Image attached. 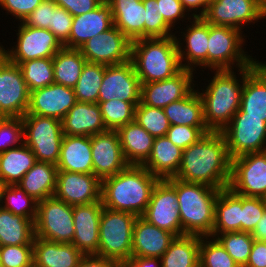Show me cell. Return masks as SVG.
Listing matches in <instances>:
<instances>
[{
	"mask_svg": "<svg viewBox=\"0 0 266 267\" xmlns=\"http://www.w3.org/2000/svg\"><path fill=\"white\" fill-rule=\"evenodd\" d=\"M231 160L224 135L219 131H210L183 150L174 178L222 190L229 185Z\"/></svg>",
	"mask_w": 266,
	"mask_h": 267,
	"instance_id": "6da1fadb",
	"label": "cell"
},
{
	"mask_svg": "<svg viewBox=\"0 0 266 267\" xmlns=\"http://www.w3.org/2000/svg\"><path fill=\"white\" fill-rule=\"evenodd\" d=\"M160 179L142 165H129L119 173L102 180L103 207L129 212L137 217L145 212Z\"/></svg>",
	"mask_w": 266,
	"mask_h": 267,
	"instance_id": "7a4b0ae2",
	"label": "cell"
},
{
	"mask_svg": "<svg viewBox=\"0 0 266 267\" xmlns=\"http://www.w3.org/2000/svg\"><path fill=\"white\" fill-rule=\"evenodd\" d=\"M254 67H243L237 70H213V78L208 80L206 89L197 88L203 103L204 122L210 131L221 132L239 110L244 87V77ZM242 80V81H241ZM242 83V84H241Z\"/></svg>",
	"mask_w": 266,
	"mask_h": 267,
	"instance_id": "3957f363",
	"label": "cell"
},
{
	"mask_svg": "<svg viewBox=\"0 0 266 267\" xmlns=\"http://www.w3.org/2000/svg\"><path fill=\"white\" fill-rule=\"evenodd\" d=\"M177 193L182 235L212 236L215 202L221 189L174 177L165 179Z\"/></svg>",
	"mask_w": 266,
	"mask_h": 267,
	"instance_id": "277c9868",
	"label": "cell"
},
{
	"mask_svg": "<svg viewBox=\"0 0 266 267\" xmlns=\"http://www.w3.org/2000/svg\"><path fill=\"white\" fill-rule=\"evenodd\" d=\"M130 60L141 84L165 80L182 69L175 35L131 42Z\"/></svg>",
	"mask_w": 266,
	"mask_h": 267,
	"instance_id": "5b68a950",
	"label": "cell"
},
{
	"mask_svg": "<svg viewBox=\"0 0 266 267\" xmlns=\"http://www.w3.org/2000/svg\"><path fill=\"white\" fill-rule=\"evenodd\" d=\"M243 32L228 26L209 24L207 68L212 71L234 70L235 66L239 69L255 67L259 60L248 55L242 48L246 41Z\"/></svg>",
	"mask_w": 266,
	"mask_h": 267,
	"instance_id": "8992f818",
	"label": "cell"
},
{
	"mask_svg": "<svg viewBox=\"0 0 266 267\" xmlns=\"http://www.w3.org/2000/svg\"><path fill=\"white\" fill-rule=\"evenodd\" d=\"M137 216L103 207L99 222L97 256L117 263L128 261L132 254L133 226Z\"/></svg>",
	"mask_w": 266,
	"mask_h": 267,
	"instance_id": "52a82bcc",
	"label": "cell"
},
{
	"mask_svg": "<svg viewBox=\"0 0 266 267\" xmlns=\"http://www.w3.org/2000/svg\"><path fill=\"white\" fill-rule=\"evenodd\" d=\"M22 122L24 143L32 150L36 160L57 165L64 136L61 121L25 114Z\"/></svg>",
	"mask_w": 266,
	"mask_h": 267,
	"instance_id": "ba28073f",
	"label": "cell"
},
{
	"mask_svg": "<svg viewBox=\"0 0 266 267\" xmlns=\"http://www.w3.org/2000/svg\"><path fill=\"white\" fill-rule=\"evenodd\" d=\"M35 237L58 243H72L75 228L73 206L52 196L38 201L34 221Z\"/></svg>",
	"mask_w": 266,
	"mask_h": 267,
	"instance_id": "9c48e42d",
	"label": "cell"
},
{
	"mask_svg": "<svg viewBox=\"0 0 266 267\" xmlns=\"http://www.w3.org/2000/svg\"><path fill=\"white\" fill-rule=\"evenodd\" d=\"M221 133L231 159L266 151V122L261 117H244V113L238 110Z\"/></svg>",
	"mask_w": 266,
	"mask_h": 267,
	"instance_id": "30bf717a",
	"label": "cell"
},
{
	"mask_svg": "<svg viewBox=\"0 0 266 267\" xmlns=\"http://www.w3.org/2000/svg\"><path fill=\"white\" fill-rule=\"evenodd\" d=\"M18 24L17 44L7 50L0 45V53L10 62L21 64L28 60L54 57L64 47L50 30L27 26L23 22Z\"/></svg>",
	"mask_w": 266,
	"mask_h": 267,
	"instance_id": "8fae6325",
	"label": "cell"
},
{
	"mask_svg": "<svg viewBox=\"0 0 266 267\" xmlns=\"http://www.w3.org/2000/svg\"><path fill=\"white\" fill-rule=\"evenodd\" d=\"M228 188L242 196L262 197L266 193V151L233 158Z\"/></svg>",
	"mask_w": 266,
	"mask_h": 267,
	"instance_id": "7c38bea8",
	"label": "cell"
},
{
	"mask_svg": "<svg viewBox=\"0 0 266 267\" xmlns=\"http://www.w3.org/2000/svg\"><path fill=\"white\" fill-rule=\"evenodd\" d=\"M29 102L30 91L19 66L0 53V117L22 118Z\"/></svg>",
	"mask_w": 266,
	"mask_h": 267,
	"instance_id": "4fadbf2b",
	"label": "cell"
},
{
	"mask_svg": "<svg viewBox=\"0 0 266 267\" xmlns=\"http://www.w3.org/2000/svg\"><path fill=\"white\" fill-rule=\"evenodd\" d=\"M121 100L135 107L141 101V82L131 60L116 65H106L98 102Z\"/></svg>",
	"mask_w": 266,
	"mask_h": 267,
	"instance_id": "5bb4252c",
	"label": "cell"
},
{
	"mask_svg": "<svg viewBox=\"0 0 266 267\" xmlns=\"http://www.w3.org/2000/svg\"><path fill=\"white\" fill-rule=\"evenodd\" d=\"M79 50L87 62L116 65L130 60L131 41L113 25L88 39Z\"/></svg>",
	"mask_w": 266,
	"mask_h": 267,
	"instance_id": "9a60e30c",
	"label": "cell"
},
{
	"mask_svg": "<svg viewBox=\"0 0 266 267\" xmlns=\"http://www.w3.org/2000/svg\"><path fill=\"white\" fill-rule=\"evenodd\" d=\"M178 208L176 190L166 180H159L141 217L158 228L181 236L182 225Z\"/></svg>",
	"mask_w": 266,
	"mask_h": 267,
	"instance_id": "2e32d148",
	"label": "cell"
},
{
	"mask_svg": "<svg viewBox=\"0 0 266 267\" xmlns=\"http://www.w3.org/2000/svg\"><path fill=\"white\" fill-rule=\"evenodd\" d=\"M194 72L182 68L174 76L161 81L141 84V102L144 105L164 108L186 97L195 87Z\"/></svg>",
	"mask_w": 266,
	"mask_h": 267,
	"instance_id": "e0dca14e",
	"label": "cell"
},
{
	"mask_svg": "<svg viewBox=\"0 0 266 267\" xmlns=\"http://www.w3.org/2000/svg\"><path fill=\"white\" fill-rule=\"evenodd\" d=\"M102 181L94 174L57 171L54 197L76 206L101 201Z\"/></svg>",
	"mask_w": 266,
	"mask_h": 267,
	"instance_id": "ac0fdd59",
	"label": "cell"
},
{
	"mask_svg": "<svg viewBox=\"0 0 266 267\" xmlns=\"http://www.w3.org/2000/svg\"><path fill=\"white\" fill-rule=\"evenodd\" d=\"M93 174L101 181L129 166L116 130H107L91 136Z\"/></svg>",
	"mask_w": 266,
	"mask_h": 267,
	"instance_id": "d6986e66",
	"label": "cell"
},
{
	"mask_svg": "<svg viewBox=\"0 0 266 267\" xmlns=\"http://www.w3.org/2000/svg\"><path fill=\"white\" fill-rule=\"evenodd\" d=\"M202 18L211 25L228 26L240 31L245 24H255L262 19L258 0H211Z\"/></svg>",
	"mask_w": 266,
	"mask_h": 267,
	"instance_id": "ffe728a7",
	"label": "cell"
},
{
	"mask_svg": "<svg viewBox=\"0 0 266 267\" xmlns=\"http://www.w3.org/2000/svg\"><path fill=\"white\" fill-rule=\"evenodd\" d=\"M76 102L73 88L53 83L30 92L29 108L26 114L52 117L61 121Z\"/></svg>",
	"mask_w": 266,
	"mask_h": 267,
	"instance_id": "44dd1931",
	"label": "cell"
},
{
	"mask_svg": "<svg viewBox=\"0 0 266 267\" xmlns=\"http://www.w3.org/2000/svg\"><path fill=\"white\" fill-rule=\"evenodd\" d=\"M191 20L189 21L191 25L187 24V29H184L185 32H181L182 37L176 36V42L181 67L196 71L195 69L198 66L199 68L201 66V69L202 67L207 68L209 23L203 18H193ZM181 38L183 42H181ZM183 44L186 45L183 46Z\"/></svg>",
	"mask_w": 266,
	"mask_h": 267,
	"instance_id": "7402d4cb",
	"label": "cell"
},
{
	"mask_svg": "<svg viewBox=\"0 0 266 267\" xmlns=\"http://www.w3.org/2000/svg\"><path fill=\"white\" fill-rule=\"evenodd\" d=\"M102 201L73 206L75 235L72 241L83 255H96L99 248V222Z\"/></svg>",
	"mask_w": 266,
	"mask_h": 267,
	"instance_id": "603a6c76",
	"label": "cell"
},
{
	"mask_svg": "<svg viewBox=\"0 0 266 267\" xmlns=\"http://www.w3.org/2000/svg\"><path fill=\"white\" fill-rule=\"evenodd\" d=\"M113 25L111 5L104 0L94 10L73 17L69 39L63 46L79 49L88 39L110 29Z\"/></svg>",
	"mask_w": 266,
	"mask_h": 267,
	"instance_id": "cb8c5ba5",
	"label": "cell"
},
{
	"mask_svg": "<svg viewBox=\"0 0 266 267\" xmlns=\"http://www.w3.org/2000/svg\"><path fill=\"white\" fill-rule=\"evenodd\" d=\"M175 237L173 233L158 228L141 216L137 217L133 226L131 257L161 258Z\"/></svg>",
	"mask_w": 266,
	"mask_h": 267,
	"instance_id": "d4e9b609",
	"label": "cell"
},
{
	"mask_svg": "<svg viewBox=\"0 0 266 267\" xmlns=\"http://www.w3.org/2000/svg\"><path fill=\"white\" fill-rule=\"evenodd\" d=\"M61 124L64 135L91 137L107 131L98 103L77 101Z\"/></svg>",
	"mask_w": 266,
	"mask_h": 267,
	"instance_id": "484cf974",
	"label": "cell"
},
{
	"mask_svg": "<svg viewBox=\"0 0 266 267\" xmlns=\"http://www.w3.org/2000/svg\"><path fill=\"white\" fill-rule=\"evenodd\" d=\"M239 110L244 117L266 122V62H259L245 77Z\"/></svg>",
	"mask_w": 266,
	"mask_h": 267,
	"instance_id": "4316f807",
	"label": "cell"
},
{
	"mask_svg": "<svg viewBox=\"0 0 266 267\" xmlns=\"http://www.w3.org/2000/svg\"><path fill=\"white\" fill-rule=\"evenodd\" d=\"M57 170L93 174L91 137L64 135Z\"/></svg>",
	"mask_w": 266,
	"mask_h": 267,
	"instance_id": "83f0119b",
	"label": "cell"
},
{
	"mask_svg": "<svg viewBox=\"0 0 266 267\" xmlns=\"http://www.w3.org/2000/svg\"><path fill=\"white\" fill-rule=\"evenodd\" d=\"M83 256L72 243L33 239V263L37 267H78Z\"/></svg>",
	"mask_w": 266,
	"mask_h": 267,
	"instance_id": "f1b7e54d",
	"label": "cell"
},
{
	"mask_svg": "<svg viewBox=\"0 0 266 267\" xmlns=\"http://www.w3.org/2000/svg\"><path fill=\"white\" fill-rule=\"evenodd\" d=\"M183 150L175 146L166 136L155 137L151 154L142 164L160 180L174 177L180 167Z\"/></svg>",
	"mask_w": 266,
	"mask_h": 267,
	"instance_id": "f546056e",
	"label": "cell"
},
{
	"mask_svg": "<svg viewBox=\"0 0 266 267\" xmlns=\"http://www.w3.org/2000/svg\"><path fill=\"white\" fill-rule=\"evenodd\" d=\"M114 26L131 42L144 39L145 7L139 0H107Z\"/></svg>",
	"mask_w": 266,
	"mask_h": 267,
	"instance_id": "4dcf8cb0",
	"label": "cell"
},
{
	"mask_svg": "<svg viewBox=\"0 0 266 267\" xmlns=\"http://www.w3.org/2000/svg\"><path fill=\"white\" fill-rule=\"evenodd\" d=\"M116 131L129 165H142L151 154L154 137L136 121L121 126Z\"/></svg>",
	"mask_w": 266,
	"mask_h": 267,
	"instance_id": "1f68e13d",
	"label": "cell"
},
{
	"mask_svg": "<svg viewBox=\"0 0 266 267\" xmlns=\"http://www.w3.org/2000/svg\"><path fill=\"white\" fill-rule=\"evenodd\" d=\"M242 195L229 188L220 190L215 202L212 234L241 231Z\"/></svg>",
	"mask_w": 266,
	"mask_h": 267,
	"instance_id": "d6a6232c",
	"label": "cell"
},
{
	"mask_svg": "<svg viewBox=\"0 0 266 267\" xmlns=\"http://www.w3.org/2000/svg\"><path fill=\"white\" fill-rule=\"evenodd\" d=\"M57 165L37 161L17 184L36 201L54 196L57 179Z\"/></svg>",
	"mask_w": 266,
	"mask_h": 267,
	"instance_id": "836d02e7",
	"label": "cell"
},
{
	"mask_svg": "<svg viewBox=\"0 0 266 267\" xmlns=\"http://www.w3.org/2000/svg\"><path fill=\"white\" fill-rule=\"evenodd\" d=\"M37 162L32 150L23 142L16 148L0 153V179L17 185Z\"/></svg>",
	"mask_w": 266,
	"mask_h": 267,
	"instance_id": "e575fe53",
	"label": "cell"
},
{
	"mask_svg": "<svg viewBox=\"0 0 266 267\" xmlns=\"http://www.w3.org/2000/svg\"><path fill=\"white\" fill-rule=\"evenodd\" d=\"M200 236H176L161 256L162 267H199Z\"/></svg>",
	"mask_w": 266,
	"mask_h": 267,
	"instance_id": "d590c367",
	"label": "cell"
},
{
	"mask_svg": "<svg viewBox=\"0 0 266 267\" xmlns=\"http://www.w3.org/2000/svg\"><path fill=\"white\" fill-rule=\"evenodd\" d=\"M34 222L0 207V246L33 245Z\"/></svg>",
	"mask_w": 266,
	"mask_h": 267,
	"instance_id": "8d00e7d4",
	"label": "cell"
},
{
	"mask_svg": "<svg viewBox=\"0 0 266 267\" xmlns=\"http://www.w3.org/2000/svg\"><path fill=\"white\" fill-rule=\"evenodd\" d=\"M170 125L207 127L203 116V103L196 89L183 99L163 108Z\"/></svg>",
	"mask_w": 266,
	"mask_h": 267,
	"instance_id": "74e56055",
	"label": "cell"
},
{
	"mask_svg": "<svg viewBox=\"0 0 266 267\" xmlns=\"http://www.w3.org/2000/svg\"><path fill=\"white\" fill-rule=\"evenodd\" d=\"M85 63L86 59L79 49L63 47L53 57L54 82L74 88Z\"/></svg>",
	"mask_w": 266,
	"mask_h": 267,
	"instance_id": "f35d334b",
	"label": "cell"
},
{
	"mask_svg": "<svg viewBox=\"0 0 266 267\" xmlns=\"http://www.w3.org/2000/svg\"><path fill=\"white\" fill-rule=\"evenodd\" d=\"M105 68L104 64L86 61L78 82L73 88L77 101L98 103L99 89Z\"/></svg>",
	"mask_w": 266,
	"mask_h": 267,
	"instance_id": "ab89813d",
	"label": "cell"
},
{
	"mask_svg": "<svg viewBox=\"0 0 266 267\" xmlns=\"http://www.w3.org/2000/svg\"><path fill=\"white\" fill-rule=\"evenodd\" d=\"M17 65L30 92L55 83L53 57L28 60Z\"/></svg>",
	"mask_w": 266,
	"mask_h": 267,
	"instance_id": "60d3db41",
	"label": "cell"
},
{
	"mask_svg": "<svg viewBox=\"0 0 266 267\" xmlns=\"http://www.w3.org/2000/svg\"><path fill=\"white\" fill-rule=\"evenodd\" d=\"M211 237L222 245L240 267L246 265L254 242L250 232L237 231L212 234Z\"/></svg>",
	"mask_w": 266,
	"mask_h": 267,
	"instance_id": "b9f144b4",
	"label": "cell"
},
{
	"mask_svg": "<svg viewBox=\"0 0 266 267\" xmlns=\"http://www.w3.org/2000/svg\"><path fill=\"white\" fill-rule=\"evenodd\" d=\"M3 200L4 203L1 206L3 209L35 221L38 201L29 196L18 185H8L5 188Z\"/></svg>",
	"mask_w": 266,
	"mask_h": 267,
	"instance_id": "7bdbcfd3",
	"label": "cell"
},
{
	"mask_svg": "<svg viewBox=\"0 0 266 267\" xmlns=\"http://www.w3.org/2000/svg\"><path fill=\"white\" fill-rule=\"evenodd\" d=\"M134 121L155 137L166 136L170 123L163 108L144 105L141 101L135 107Z\"/></svg>",
	"mask_w": 266,
	"mask_h": 267,
	"instance_id": "ee69618b",
	"label": "cell"
},
{
	"mask_svg": "<svg viewBox=\"0 0 266 267\" xmlns=\"http://www.w3.org/2000/svg\"><path fill=\"white\" fill-rule=\"evenodd\" d=\"M98 104L107 130H117L134 121L135 106L132 103L117 99Z\"/></svg>",
	"mask_w": 266,
	"mask_h": 267,
	"instance_id": "f6af8a7d",
	"label": "cell"
},
{
	"mask_svg": "<svg viewBox=\"0 0 266 267\" xmlns=\"http://www.w3.org/2000/svg\"><path fill=\"white\" fill-rule=\"evenodd\" d=\"M199 267L240 266L234 261V259L228 254V252L215 238L210 236H200Z\"/></svg>",
	"mask_w": 266,
	"mask_h": 267,
	"instance_id": "bcb514c9",
	"label": "cell"
},
{
	"mask_svg": "<svg viewBox=\"0 0 266 267\" xmlns=\"http://www.w3.org/2000/svg\"><path fill=\"white\" fill-rule=\"evenodd\" d=\"M145 7L144 39L164 38L176 35L172 28L160 15L159 4L156 0H142Z\"/></svg>",
	"mask_w": 266,
	"mask_h": 267,
	"instance_id": "7dc6e473",
	"label": "cell"
},
{
	"mask_svg": "<svg viewBox=\"0 0 266 267\" xmlns=\"http://www.w3.org/2000/svg\"><path fill=\"white\" fill-rule=\"evenodd\" d=\"M23 142L22 118L0 117V153L16 148Z\"/></svg>",
	"mask_w": 266,
	"mask_h": 267,
	"instance_id": "c3c4849f",
	"label": "cell"
},
{
	"mask_svg": "<svg viewBox=\"0 0 266 267\" xmlns=\"http://www.w3.org/2000/svg\"><path fill=\"white\" fill-rule=\"evenodd\" d=\"M33 263V245L0 246L1 267H28Z\"/></svg>",
	"mask_w": 266,
	"mask_h": 267,
	"instance_id": "681fc988",
	"label": "cell"
},
{
	"mask_svg": "<svg viewBox=\"0 0 266 267\" xmlns=\"http://www.w3.org/2000/svg\"><path fill=\"white\" fill-rule=\"evenodd\" d=\"M210 130L207 127H193L187 125H170L166 137L182 150L196 143Z\"/></svg>",
	"mask_w": 266,
	"mask_h": 267,
	"instance_id": "f907efd6",
	"label": "cell"
},
{
	"mask_svg": "<svg viewBox=\"0 0 266 267\" xmlns=\"http://www.w3.org/2000/svg\"><path fill=\"white\" fill-rule=\"evenodd\" d=\"M265 210L261 197L242 196L241 231L251 233Z\"/></svg>",
	"mask_w": 266,
	"mask_h": 267,
	"instance_id": "816d5d0a",
	"label": "cell"
},
{
	"mask_svg": "<svg viewBox=\"0 0 266 267\" xmlns=\"http://www.w3.org/2000/svg\"><path fill=\"white\" fill-rule=\"evenodd\" d=\"M73 16L64 8L56 6L52 10V27L49 29L64 45L69 39Z\"/></svg>",
	"mask_w": 266,
	"mask_h": 267,
	"instance_id": "f5cc1de1",
	"label": "cell"
},
{
	"mask_svg": "<svg viewBox=\"0 0 266 267\" xmlns=\"http://www.w3.org/2000/svg\"><path fill=\"white\" fill-rule=\"evenodd\" d=\"M53 0H43L40 5L23 21L27 26L50 29L52 27V10L56 7Z\"/></svg>",
	"mask_w": 266,
	"mask_h": 267,
	"instance_id": "db71d44e",
	"label": "cell"
},
{
	"mask_svg": "<svg viewBox=\"0 0 266 267\" xmlns=\"http://www.w3.org/2000/svg\"><path fill=\"white\" fill-rule=\"evenodd\" d=\"M159 4L160 15L163 16L164 20L173 28L176 23L184 21V19L189 21L192 19L190 13L184 9L182 2L180 0H156ZM187 15V16H186ZM190 15V16H189ZM185 17V18H184ZM180 20V21H179Z\"/></svg>",
	"mask_w": 266,
	"mask_h": 267,
	"instance_id": "11a10c76",
	"label": "cell"
},
{
	"mask_svg": "<svg viewBox=\"0 0 266 267\" xmlns=\"http://www.w3.org/2000/svg\"><path fill=\"white\" fill-rule=\"evenodd\" d=\"M43 0H0V7L8 14L14 16L18 22L31 14Z\"/></svg>",
	"mask_w": 266,
	"mask_h": 267,
	"instance_id": "9f6ffc18",
	"label": "cell"
},
{
	"mask_svg": "<svg viewBox=\"0 0 266 267\" xmlns=\"http://www.w3.org/2000/svg\"><path fill=\"white\" fill-rule=\"evenodd\" d=\"M57 6L66 9L73 17L97 8L104 0H53Z\"/></svg>",
	"mask_w": 266,
	"mask_h": 267,
	"instance_id": "6f0895ef",
	"label": "cell"
},
{
	"mask_svg": "<svg viewBox=\"0 0 266 267\" xmlns=\"http://www.w3.org/2000/svg\"><path fill=\"white\" fill-rule=\"evenodd\" d=\"M244 267H266V242L254 240Z\"/></svg>",
	"mask_w": 266,
	"mask_h": 267,
	"instance_id": "680465c9",
	"label": "cell"
},
{
	"mask_svg": "<svg viewBox=\"0 0 266 267\" xmlns=\"http://www.w3.org/2000/svg\"><path fill=\"white\" fill-rule=\"evenodd\" d=\"M180 1L182 2V5L184 9L187 11V13L189 12L192 13L193 11V13L191 14L192 18H202L207 12L209 3L211 2V0H180Z\"/></svg>",
	"mask_w": 266,
	"mask_h": 267,
	"instance_id": "91938a15",
	"label": "cell"
},
{
	"mask_svg": "<svg viewBox=\"0 0 266 267\" xmlns=\"http://www.w3.org/2000/svg\"><path fill=\"white\" fill-rule=\"evenodd\" d=\"M117 267H162L161 258L131 257L128 261L118 263Z\"/></svg>",
	"mask_w": 266,
	"mask_h": 267,
	"instance_id": "94428289",
	"label": "cell"
},
{
	"mask_svg": "<svg viewBox=\"0 0 266 267\" xmlns=\"http://www.w3.org/2000/svg\"><path fill=\"white\" fill-rule=\"evenodd\" d=\"M116 261L97 255H84L78 267H117Z\"/></svg>",
	"mask_w": 266,
	"mask_h": 267,
	"instance_id": "6125c7cd",
	"label": "cell"
},
{
	"mask_svg": "<svg viewBox=\"0 0 266 267\" xmlns=\"http://www.w3.org/2000/svg\"><path fill=\"white\" fill-rule=\"evenodd\" d=\"M251 234L254 240L266 242V210Z\"/></svg>",
	"mask_w": 266,
	"mask_h": 267,
	"instance_id": "be15d7a7",
	"label": "cell"
},
{
	"mask_svg": "<svg viewBox=\"0 0 266 267\" xmlns=\"http://www.w3.org/2000/svg\"><path fill=\"white\" fill-rule=\"evenodd\" d=\"M259 13L262 19H266V0H258Z\"/></svg>",
	"mask_w": 266,
	"mask_h": 267,
	"instance_id": "e7e4bbea",
	"label": "cell"
},
{
	"mask_svg": "<svg viewBox=\"0 0 266 267\" xmlns=\"http://www.w3.org/2000/svg\"><path fill=\"white\" fill-rule=\"evenodd\" d=\"M7 186L8 185L0 179V207L2 206L4 191Z\"/></svg>",
	"mask_w": 266,
	"mask_h": 267,
	"instance_id": "03108f58",
	"label": "cell"
},
{
	"mask_svg": "<svg viewBox=\"0 0 266 267\" xmlns=\"http://www.w3.org/2000/svg\"><path fill=\"white\" fill-rule=\"evenodd\" d=\"M261 198L263 200L264 205L266 206V193Z\"/></svg>",
	"mask_w": 266,
	"mask_h": 267,
	"instance_id": "003e7915",
	"label": "cell"
},
{
	"mask_svg": "<svg viewBox=\"0 0 266 267\" xmlns=\"http://www.w3.org/2000/svg\"><path fill=\"white\" fill-rule=\"evenodd\" d=\"M28 267H37L34 263H32L30 266Z\"/></svg>",
	"mask_w": 266,
	"mask_h": 267,
	"instance_id": "a7ac6f4b",
	"label": "cell"
}]
</instances>
